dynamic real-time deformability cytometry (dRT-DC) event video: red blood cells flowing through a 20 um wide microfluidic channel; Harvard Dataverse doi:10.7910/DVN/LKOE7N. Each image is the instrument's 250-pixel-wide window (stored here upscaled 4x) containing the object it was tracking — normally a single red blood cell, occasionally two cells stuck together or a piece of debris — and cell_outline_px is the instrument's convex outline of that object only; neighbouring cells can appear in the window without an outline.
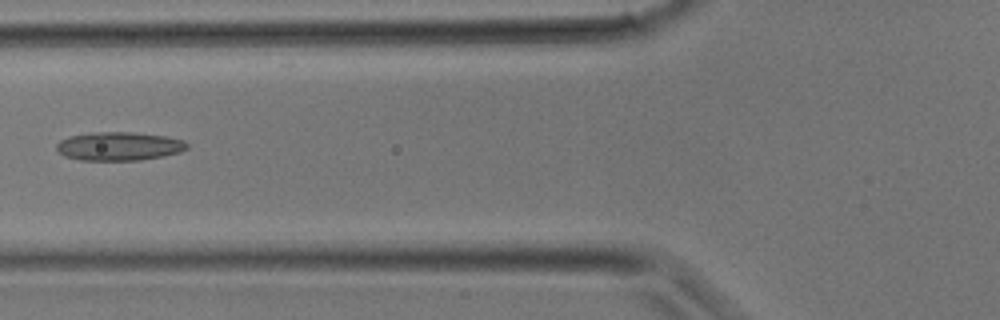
{"species": "common noctule bat (a hibernating species)", "species_latin": "Nyctalus noctula", "temperature_condition": "room temperature", "stored_images_in_passage": 22, "camera_frame_rate_fps": 3000, "um_per_image_px": 0.085, "animal": {"sex": "male", "body_mass_g": 17.9}, "frame": {"image": 1, "passage_image": 13, "time_ms": 4.0, "image_size_px": [1000, 320], "cell_outline_px": [[188, 148], [180, 152], [164, 156], [140, 160], [80, 160], [64, 156], [56, 152], [56, 144], [60, 140], [68, 136], [92, 132], [132, 132], [168, 136], [184, 140], [188, 144]], "centroid_in_image_um": [10.1, 12.42], "position_along_channel_um": 115.7, "area_um2": 22.02}}
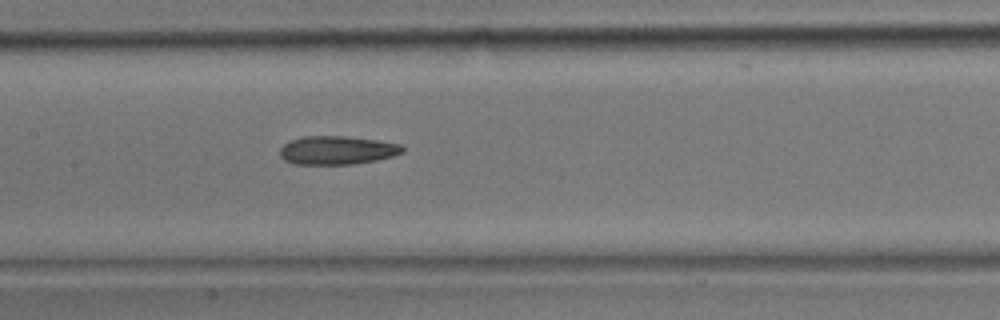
{"frame": {"image": 2, "passage_image": 16, "time_ms": 5.0, "image_size_px": [1000, 320], "cell_outline_px": [[404, 152], [392, 156], [376, 160], [352, 164], [296, 164], [284, 160], [280, 156], [280, 148], [284, 144], [300, 136], [344, 136], [376, 140], [400, 144], [404, 148]], "centroid_in_image_um": [28.64, 12.77], "position_along_channel_um": 178.8, "area_um2": 20.29}}
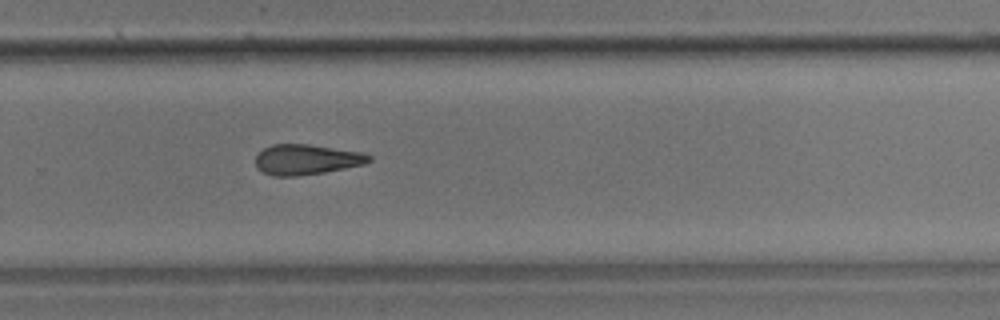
{"frame": {"image": 3, "passage_image": 22, "time_ms": 7.0, "image_size_px": [1000, 320], "cell_outline_px": [[372, 160], [364, 164], [324, 172], [296, 176], [272, 176], [256, 168], [256, 152], [272, 144], [308, 144], [360, 152], [372, 156]], "centroid_in_image_um": [26.01, 13.55], "position_along_channel_um": 303.8, "area_um2": 20.0}}